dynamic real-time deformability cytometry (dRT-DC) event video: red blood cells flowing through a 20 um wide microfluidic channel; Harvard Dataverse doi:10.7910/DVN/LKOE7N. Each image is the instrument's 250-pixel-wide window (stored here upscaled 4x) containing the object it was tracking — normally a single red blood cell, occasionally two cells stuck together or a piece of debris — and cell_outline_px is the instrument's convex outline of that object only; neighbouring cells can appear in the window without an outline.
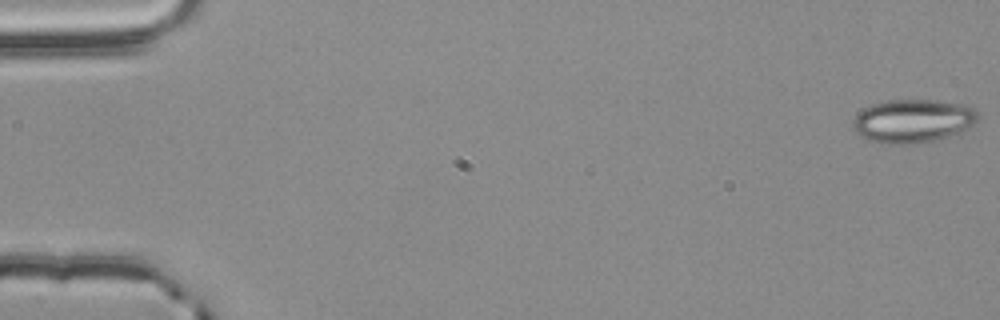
{"species": "common noctule bat (a hibernating species)", "species_latin": "Nyctalus noctula", "temperature_condition": "room temperature", "stored_images_in_passage": 56, "camera_frame_rate_fps": 3000, "um_per_image_px": 0.085, "animal": {"sex": "male", "body_mass_g": 20.4}, "frame": {"image": 1, "passage_image": 1, "time_ms": 0.0, "image_size_px": [1000, 320], "cell_outline_px": [[980, 116], [964, 132], [932, 140], [912, 144], [888, 144], [868, 140], [860, 136], [852, 128], [852, 120], [864, 108], [872, 104], [888, 100], [936, 100], [960, 104], [976, 108]], "centroid_in_image_um": [77.59, 10.28], "position_along_channel_um": 7.4, "area_um2": 31.73}}
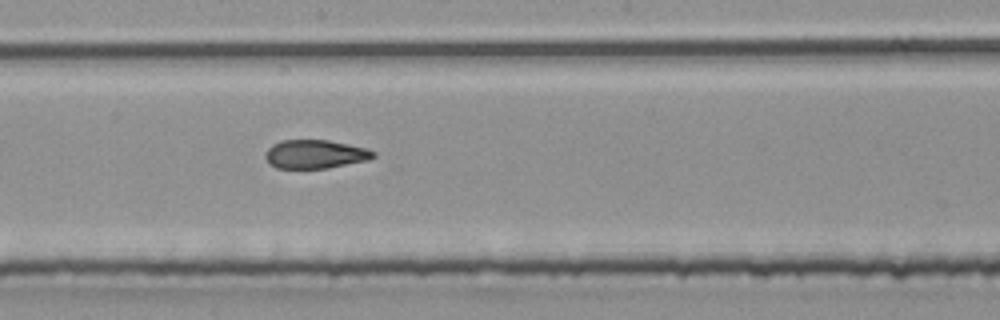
{"frame": {"image": 2, "passage_image": 31, "time_ms": 10.0, "image_size_px": [1000, 320], "cell_outline_px": [[376, 156], [368, 160], [328, 168], [276, 168], [268, 164], [264, 156], [268, 148], [272, 144], [280, 140], [328, 140], [368, 148], [376, 152]], "centroid_in_image_um": [26.78, 13.1], "position_along_channel_um": 221.4, "area_um2": 18.21}}
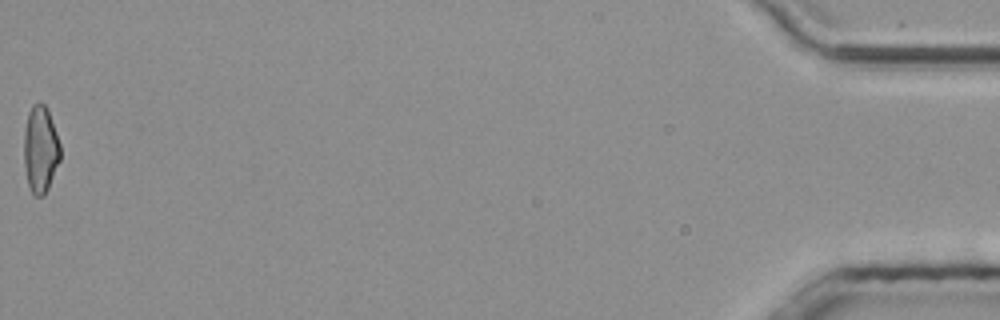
{"frame": {"image": 3, "passage_image": 56, "time_ms": 18.333, "image_size_px": [1000, 320], "cell_outline_px": [[60, 160], [48, 188], [44, 196], [32, 196], [28, 184], [24, 164], [24, 128], [28, 112], [32, 104], [40, 100], [48, 108], [60, 144]], "centroid_in_image_um": [3.43, 12.66], "position_along_channel_um": 431.8, "area_um2": 18.73}, "authors_computed_cell_mechanics": {"area_um2": 19.2763, "velocity_mm_per_s": 3.7908, "shape_relaxation_time_tau1_ms": null, "shape_relaxation_time_tau2_ms": 2.7354, "deformation_change_tau1": null, "deformation_change_tau2": 0.0896}}